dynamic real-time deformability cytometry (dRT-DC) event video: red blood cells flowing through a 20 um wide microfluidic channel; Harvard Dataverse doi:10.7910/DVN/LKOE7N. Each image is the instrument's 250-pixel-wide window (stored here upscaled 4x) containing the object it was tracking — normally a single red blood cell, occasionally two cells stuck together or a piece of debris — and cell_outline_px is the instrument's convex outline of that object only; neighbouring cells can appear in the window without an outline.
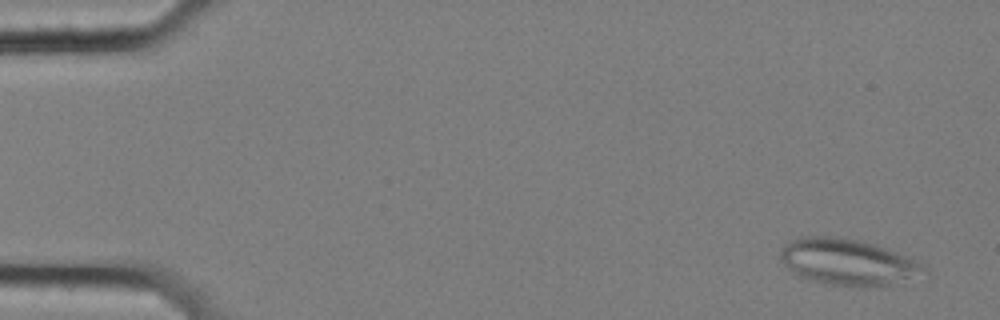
{"species": "common noctule bat (a hibernating species)", "species_latin": "Nyctalus noctula", "temperature_condition": "cold", "stored_images_in_passage": 58, "segment_of_instrument_passage": [1, 2], "camera_frame_rate_fps": 3000, "um_per_image_px": 0.085, "animal": {"sex": "female", "body_mass_g": 25.1}, "frame": {"image": 1, "passage_image": 3, "time_ms": 0.667, "image_size_px": [1000, 320], "cell_outline_px": [[928, 272], [888, 284], [864, 288], [824, 284], [808, 280], [792, 272], [784, 264], [780, 256], [780, 248], [784, 244], [792, 240], [804, 236], [840, 236], [860, 240], [884, 248], [916, 260], [924, 264]], "centroid_in_image_um": [72.0, 22.27], "position_along_channel_um": 13.0, "area_um2": 38.67}}